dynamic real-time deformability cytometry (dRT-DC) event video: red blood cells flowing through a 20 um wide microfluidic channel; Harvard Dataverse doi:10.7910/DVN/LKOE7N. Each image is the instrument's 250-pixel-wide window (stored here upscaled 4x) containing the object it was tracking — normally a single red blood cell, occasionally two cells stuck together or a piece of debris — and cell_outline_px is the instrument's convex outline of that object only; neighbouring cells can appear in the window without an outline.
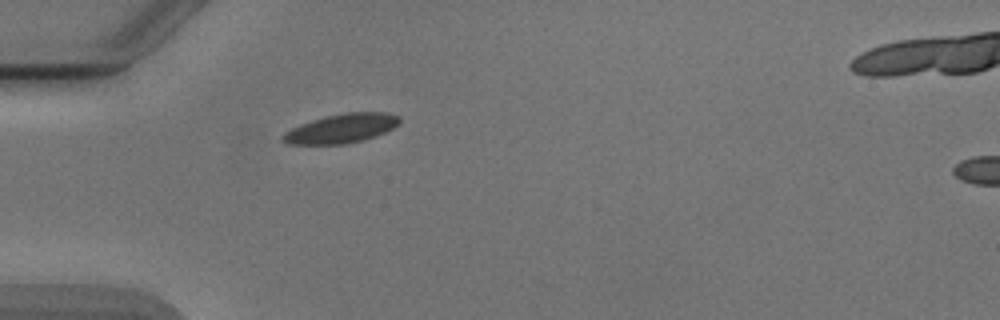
{"species": "Egyptian fruit bat (a non-hibernating species)", "species_latin": "Rousettus aegyptiacus", "temperature_condition": "cold", "stored_images_in_passage": 2, "camera_frame_rate_fps": 3000, "um_per_image_px": 0.085, "animal": {"sex": "male"}, "frame": {"image": 1, "passage_image": 1, "time_ms": 0.0, "image_size_px": [1000, 320], "cell_outline_px": [[400, 124], [376, 136], [364, 140], [344, 144], [288, 144], [280, 140], [280, 136], [284, 132], [300, 124], [324, 116], [344, 112], [384, 112], [400, 116]], "centroid_in_image_um": [29.0, 10.91], "position_along_channel_um": 56.0, "area_um2": 20.0}}